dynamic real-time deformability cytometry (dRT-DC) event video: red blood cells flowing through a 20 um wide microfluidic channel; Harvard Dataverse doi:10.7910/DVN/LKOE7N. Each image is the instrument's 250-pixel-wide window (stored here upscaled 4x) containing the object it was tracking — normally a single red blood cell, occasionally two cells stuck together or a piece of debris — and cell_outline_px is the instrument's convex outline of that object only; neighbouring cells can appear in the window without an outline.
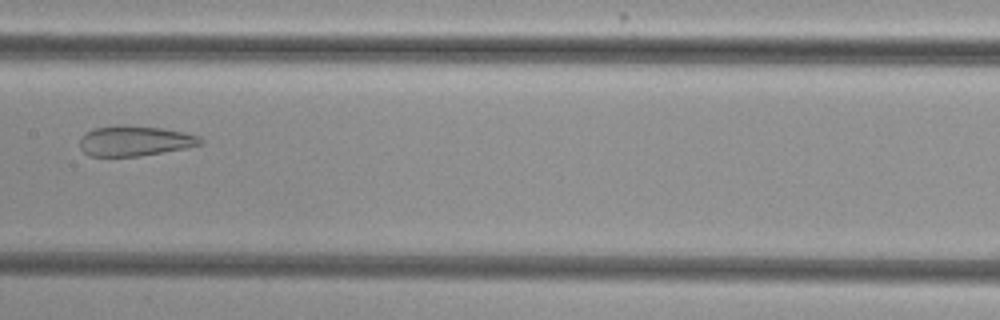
{"species": "common noctule bat (a hibernating species)", "species_latin": "Nyctalus noctula", "temperature_condition": "cold", "stored_images_in_passage": 8, "camera_frame_rate_fps": 3000, "um_per_image_px": 0.085, "animal": {"sex": "female", "body_mass_g": 29.2, "forearm_length_mm": 56.3}, "frame": {"image": 1, "passage_image": 8, "time_ms": 8.333, "image_size_px": [1000, 320], "cell_outline_px": [[204, 144], [188, 148], [140, 156], [88, 156], [80, 148], [80, 136], [96, 128], [116, 124], [120, 124], [164, 128], [184, 132], [200, 136], [204, 140]], "centroid_in_image_um": [11.5, 11.97], "position_along_channel_um": 195.9, "area_um2": 21.62}}